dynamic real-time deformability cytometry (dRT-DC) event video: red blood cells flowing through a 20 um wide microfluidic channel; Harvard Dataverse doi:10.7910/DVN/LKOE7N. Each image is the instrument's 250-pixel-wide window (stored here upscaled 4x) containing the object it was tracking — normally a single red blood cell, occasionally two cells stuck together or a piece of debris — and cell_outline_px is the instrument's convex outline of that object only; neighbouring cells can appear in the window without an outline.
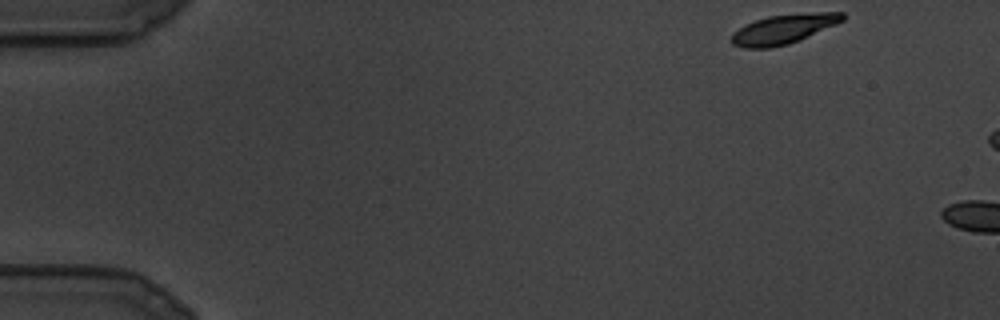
{"species": "common noctule bat (a hibernating species)", "species_latin": "Nyctalus noctula", "temperature_condition": "cold", "stored_images_in_passage": 6, "camera_frame_rate_fps": 3000, "um_per_image_px": 0.085, "animal": {"sex": "male", "body_mass_g": 19.5, "forearm_length_mm": 54.6}, "frame": {"image": 1, "passage_image": 1, "time_ms": 0.0, "image_size_px": [1000, 320], "cell_outline_px": [[844, 20], [836, 24], [800, 40], [788, 44], [768, 48], [744, 48], [732, 44], [728, 40], [732, 32], [744, 24], [768, 16], [816, 12], [844, 12]], "centroid_in_image_um": [66.55, 2.48], "position_along_channel_um": 18.5, "area_um2": 19.19}}